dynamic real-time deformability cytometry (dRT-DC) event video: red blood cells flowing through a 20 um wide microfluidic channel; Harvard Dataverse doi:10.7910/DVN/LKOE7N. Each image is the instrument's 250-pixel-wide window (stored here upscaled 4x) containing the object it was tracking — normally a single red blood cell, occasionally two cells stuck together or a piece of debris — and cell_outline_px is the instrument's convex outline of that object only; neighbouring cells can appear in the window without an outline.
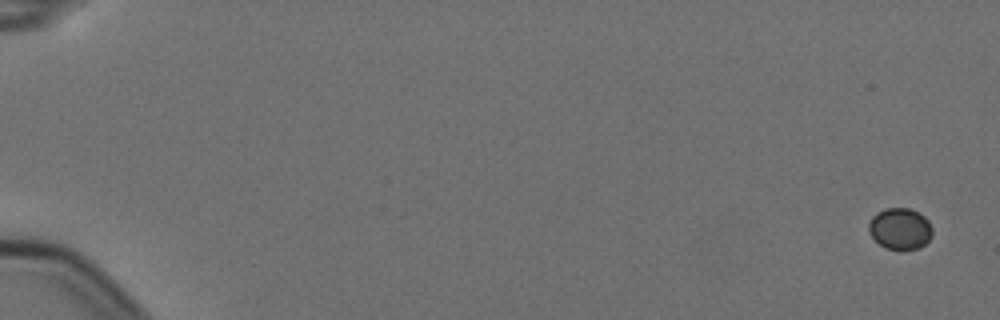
{"species": "Egyptian fruit bat (a non-hibernating species)", "species_latin": "Rousettus aegyptiacus", "temperature_condition": "cold", "stored_images_in_passage": 6, "camera_frame_rate_fps": 3000, "um_per_image_px": 0.085, "animal": {"sex": "female"}, "frame": {"image": 1, "passage_image": 1, "time_ms": 0.0, "image_size_px": [1000, 320], "cell_outline_px": [[932, 236], [920, 248], [904, 252], [900, 252], [884, 248], [868, 232], [868, 224], [872, 216], [876, 212], [884, 208], [908, 208], [920, 212], [928, 220], [932, 228]], "centroid_in_image_um": [76.5, 19.47], "position_along_channel_um": 8.5, "area_um2": 15.9}}
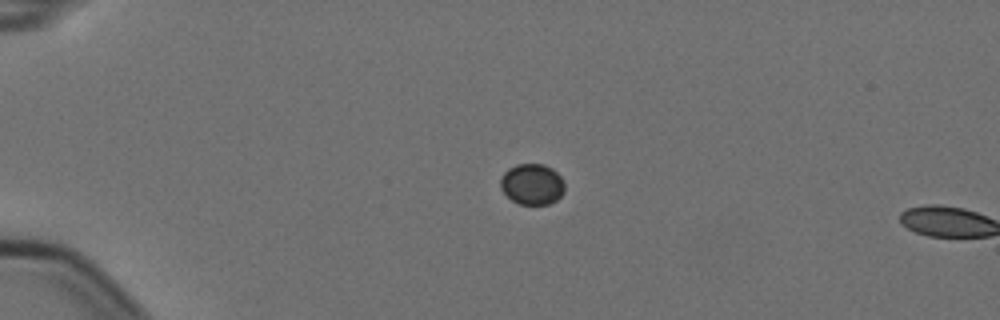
{"frame": {"image": 2, "passage_image": 5, "time_ms": 1.333, "image_size_px": [1000, 320], "cell_outline_px": [[564, 192], [556, 200], [548, 204], [520, 204], [512, 200], [500, 188], [500, 176], [508, 168], [516, 164], [544, 164], [552, 168], [560, 176], [564, 184]], "centroid_in_image_um": [45.21, 15.64], "position_along_channel_um": 39.8, "area_um2": 15.32}}